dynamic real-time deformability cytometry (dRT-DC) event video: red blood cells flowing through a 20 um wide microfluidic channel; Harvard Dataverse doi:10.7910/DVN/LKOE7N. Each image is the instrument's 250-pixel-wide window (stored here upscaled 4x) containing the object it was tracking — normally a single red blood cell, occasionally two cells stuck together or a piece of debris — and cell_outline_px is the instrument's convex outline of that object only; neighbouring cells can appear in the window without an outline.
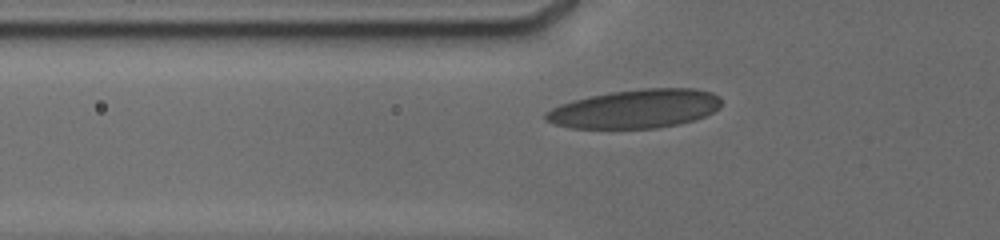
{"species": "human", "species_latin": "Homo sapiens", "temperature_condition": "cold", "stored_images_in_passage": 11, "camera_frame_rate_fps": 3000, "um_per_image_px": 0.085, "donor": {"sex": "male"}, "frame": {"image": 1, "passage_image": 4, "time_ms": 3.0, "image_size_px": [1000, 240], "cell_outline_px": [[720, 108], [704, 116], [692, 120], [676, 124], [656, 128], [572, 128], [552, 124], [544, 120], [544, 112], [560, 104], [572, 100], [612, 92], [644, 88], [696, 88], [712, 92], [720, 100]], "centroid_in_image_um": [53.96, 9.25], "position_along_channel_um": 71.8, "area_um2": 39.54}}
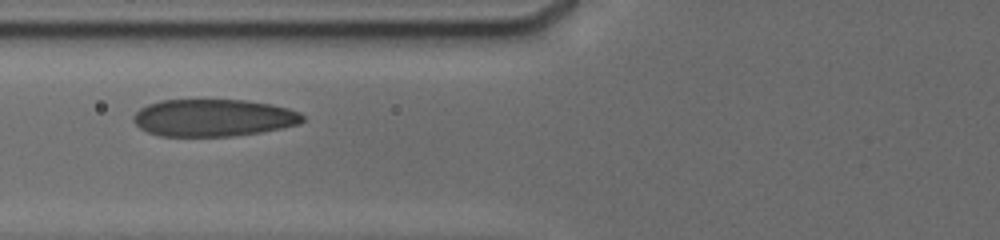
{"frame": {"image": 2, "passage_image": 7, "time_ms": 4.0, "image_size_px": [1000, 240], "cell_outline_px": [[304, 120], [300, 124], [260, 132], [232, 136], [160, 136], [148, 132], [140, 128], [132, 120], [132, 116], [140, 108], [148, 104], [160, 100], [248, 100], [272, 104], [288, 108], [300, 112], [304, 116]], "centroid_in_image_um": [18.14, 10.0], "position_along_channel_um": 107.7, "area_um2": 36.88}}
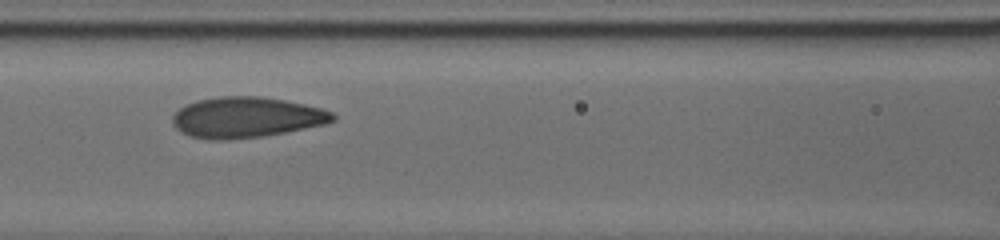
{"frame": {"image": 3, "passage_image": 9, "time_ms": 5.0, "image_size_px": [1000, 240], "cell_outline_px": [[336, 120], [324, 124], [284, 132], [260, 136], [228, 140], [208, 140], [192, 136], [180, 132], [172, 124], [172, 116], [180, 108], [196, 100], [220, 96], [264, 96], [304, 104], [320, 108], [332, 112], [336, 116]], "centroid_in_image_um": [20.91, 9.97], "position_along_channel_um": 145.7, "area_um2": 37.92}}